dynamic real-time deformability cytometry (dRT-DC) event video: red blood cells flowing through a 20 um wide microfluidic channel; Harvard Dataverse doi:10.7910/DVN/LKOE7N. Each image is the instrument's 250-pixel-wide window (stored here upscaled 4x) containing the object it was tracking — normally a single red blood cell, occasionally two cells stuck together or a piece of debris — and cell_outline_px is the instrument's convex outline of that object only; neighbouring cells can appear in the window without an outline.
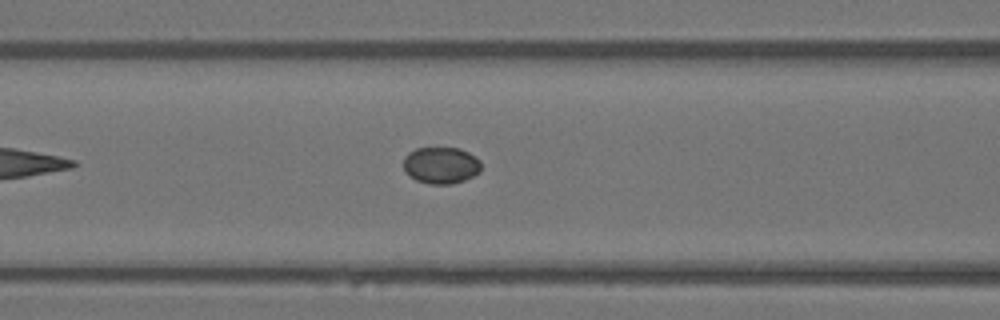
{"species": "Egyptian fruit bat (a non-hibernating species)", "species_latin": "Rousettus aegyptiacus", "temperature_condition": "warm", "stored_images_in_passage": 4, "camera_frame_rate_fps": 3000, "um_per_image_px": 0.085, "animal": {"sex": "female"}, "frame": {"image": 1, "passage_image": 4, "time_ms": 1.0, "image_size_px": [1000, 320], "cell_outline_px": [[480, 172], [464, 180], [448, 184], [432, 184], [416, 180], [408, 176], [404, 172], [404, 156], [408, 152], [416, 148], [460, 148], [476, 156], [480, 160]], "centroid_in_image_um": [37.46, 14.04], "position_along_channel_um": 129.1, "area_um2": 16.7}}